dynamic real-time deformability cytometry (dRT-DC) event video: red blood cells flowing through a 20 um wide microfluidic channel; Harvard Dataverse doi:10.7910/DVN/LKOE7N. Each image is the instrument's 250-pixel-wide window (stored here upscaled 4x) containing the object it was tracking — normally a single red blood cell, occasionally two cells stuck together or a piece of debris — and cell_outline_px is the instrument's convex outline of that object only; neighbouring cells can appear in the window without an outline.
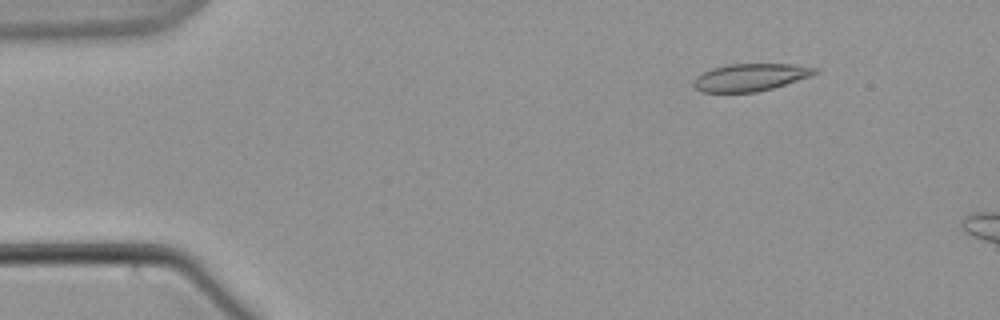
{"species": "common noctule bat (a hibernating species)", "species_latin": "Nyctalus noctula", "temperature_condition": "warm", "stored_images_in_passage": 60, "camera_frame_rate_fps": 3000, "um_per_image_px": 0.085, "animal": {"sex": "male", "body_mass_g": 21.5, "forearm_length_mm": 52.0}, "frame": {"image": 1, "passage_image": 8, "time_ms": 2.333, "image_size_px": [1000, 320], "cell_outline_px": [[820, 72], [772, 88], [756, 92], [700, 92], [692, 84], [696, 76], [700, 72], [712, 68], [728, 64], [792, 64], [820, 68]], "centroid_in_image_um": [63.74, 6.56], "position_along_channel_um": 21.3, "area_um2": 19.36}}
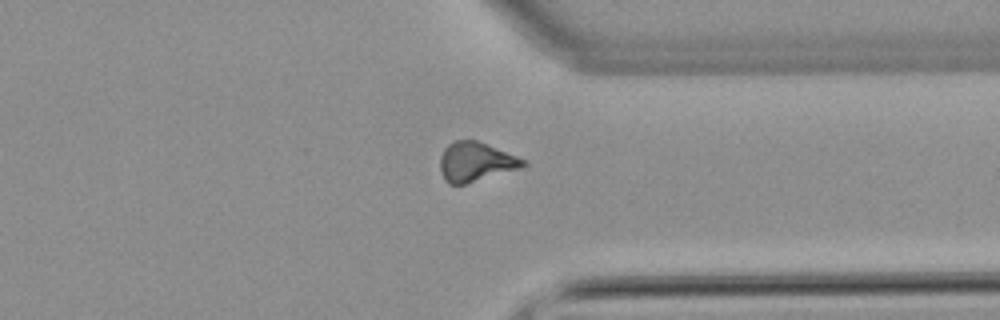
{"frame": {"image": 2, "passage_image": 46, "time_ms": 15.0, "image_size_px": [1000, 320], "cell_outline_px": [[528, 164], [520, 168], [464, 184], [448, 184], [444, 180], [440, 172], [440, 156], [444, 148], [448, 144], [456, 140], [476, 140], [528, 160]], "centroid_in_image_um": [40.42, 13.75], "position_along_channel_um": 371.0, "area_um2": 19.02}}
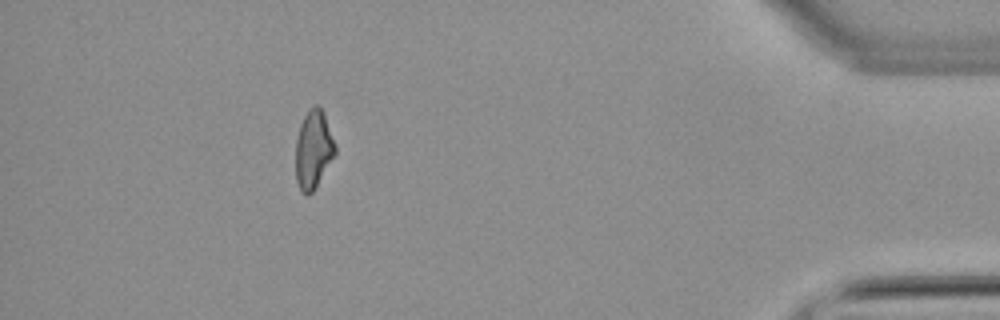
{"frame": {"image": 3, "passage_image": 54, "time_ms": 17.667, "image_size_px": [1000, 320], "cell_outline_px": [[336, 152], [316, 188], [308, 196], [304, 196], [300, 192], [296, 180], [296, 140], [300, 124], [304, 116], [316, 104], [324, 112], [336, 148]], "centroid_in_image_um": [26.62, 12.77], "position_along_channel_um": 408.6, "area_um2": 17.98}}